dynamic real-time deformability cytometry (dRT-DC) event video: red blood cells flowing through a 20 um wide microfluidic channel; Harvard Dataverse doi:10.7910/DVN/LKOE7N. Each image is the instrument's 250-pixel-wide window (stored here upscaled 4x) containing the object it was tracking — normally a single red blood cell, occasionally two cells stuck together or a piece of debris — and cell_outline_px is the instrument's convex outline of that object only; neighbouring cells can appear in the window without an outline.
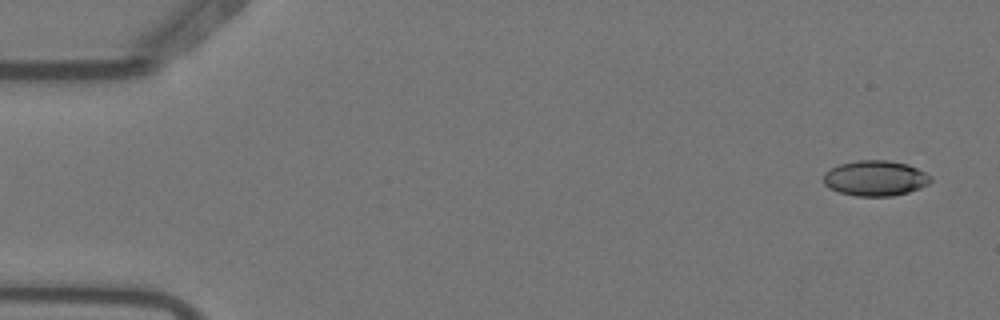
{"species": "Egyptian fruit bat (a non-hibernating species)", "species_latin": "Rousettus aegyptiacus", "temperature_condition": "warm", "stored_images_in_passage": 5, "camera_frame_rate_fps": 3000, "um_per_image_px": 0.085, "animal": {"sex": "female"}, "frame": {"image": 1, "passage_image": 1, "time_ms": 0.0, "image_size_px": [1000, 320], "cell_outline_px": [[932, 180], [928, 184], [920, 188], [908, 192], [892, 196], [856, 196], [840, 192], [828, 188], [824, 184], [824, 172], [840, 164], [856, 160], [888, 160], [908, 164], [932, 176]], "centroid_in_image_um": [74.4, 15.15], "position_along_channel_um": 10.6, "area_um2": 22.14}}
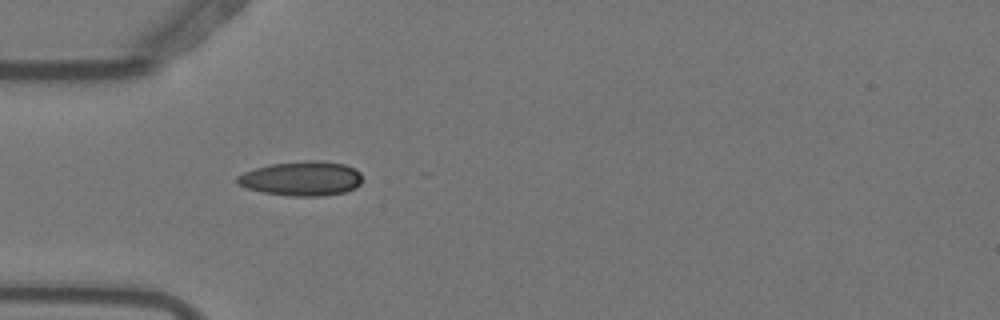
{"frame": {"image": 2, "passage_image": 5, "time_ms": 1.333, "image_size_px": [1000, 320], "cell_outline_px": [[360, 184], [356, 188], [344, 192], [324, 196], [292, 196], [264, 192], [248, 188], [236, 184], [236, 176], [244, 172], [256, 168], [272, 164], [304, 160], [320, 160], [344, 164], [360, 172]], "centroid_in_image_um": [25.63, 15.17], "position_along_channel_um": 59.4, "area_um2": 25.09}}